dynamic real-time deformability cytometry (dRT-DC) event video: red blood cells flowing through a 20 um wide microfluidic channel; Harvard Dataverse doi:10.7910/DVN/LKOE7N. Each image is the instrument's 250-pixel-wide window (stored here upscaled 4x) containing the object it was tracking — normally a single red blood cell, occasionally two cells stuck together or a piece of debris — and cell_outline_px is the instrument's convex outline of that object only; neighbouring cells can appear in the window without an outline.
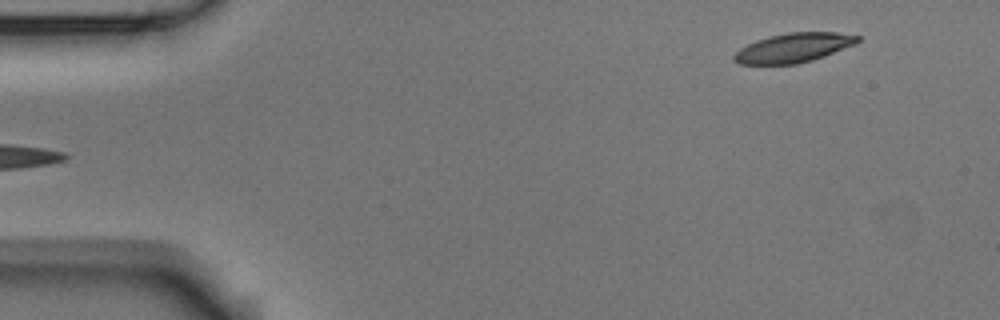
{"species": "Egyptian fruit bat (a non-hibernating species)", "species_latin": "Rousettus aegyptiacus", "temperature_condition": "room temperature", "stored_images_in_passage": 52, "camera_frame_rate_fps": 3000, "um_per_image_px": 0.085, "animal": {"sex": "male"}, "frame": {"image": 1, "passage_image": 1, "time_ms": 0.0, "image_size_px": [1000, 320], "cell_outline_px": [[860, 40], [856, 44], [824, 56], [812, 60], [796, 64], [740, 64], [732, 60], [732, 56], [740, 48], [756, 40], [768, 36], [788, 32], [836, 32], [860, 36]], "centroid_in_image_um": [67.44, 4.05], "position_along_channel_um": 17.6, "area_um2": 21.15}}
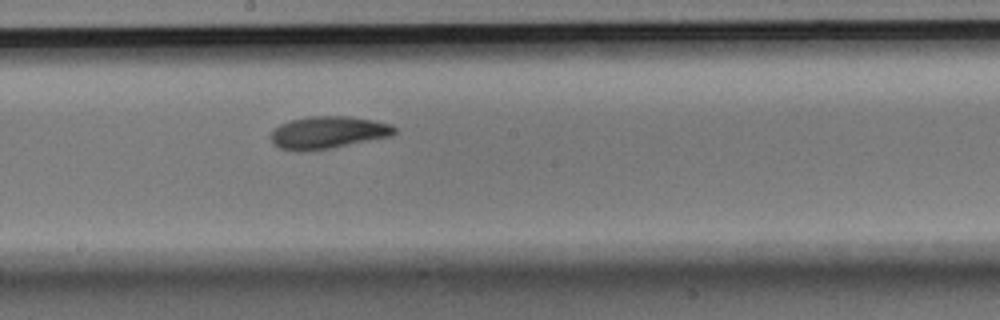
{"frame": {"image": 2, "passage_image": 26, "time_ms": 8.333, "image_size_px": [1000, 320], "cell_outline_px": [[396, 132], [392, 136], [328, 148], [300, 152], [280, 148], [272, 144], [272, 132], [280, 124], [292, 120], [308, 116], [348, 116], [372, 120], [392, 124], [396, 128]], "centroid_in_image_um": [27.89, 11.26], "position_along_channel_um": 220.3, "area_um2": 23.12}}
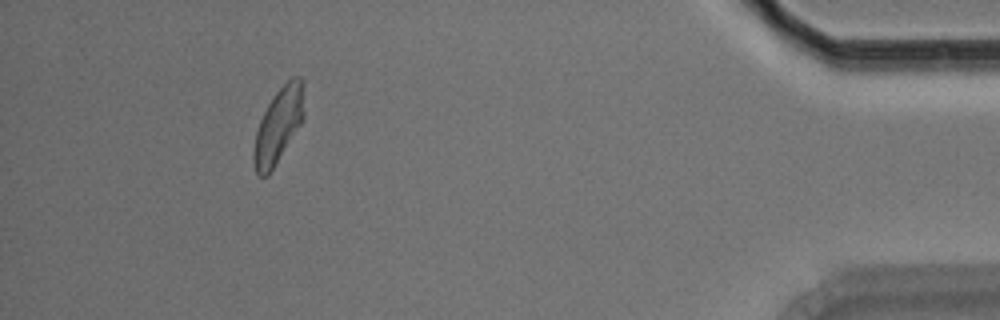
{"frame": {"image": 3, "passage_image": 47, "time_ms": 15.333, "image_size_px": [1000, 320], "cell_outline_px": [[304, 116], [300, 124], [268, 176], [260, 176], [256, 172], [252, 160], [252, 152], [256, 132], [260, 120], [268, 104], [276, 92], [292, 76], [300, 76], [304, 80]], "centroid_in_image_um": [23.67, 10.63], "position_along_channel_um": 411.5, "area_um2": 21.91}, "authors_computed_cell_mechanics": {"area_um2": 22.4842, "velocity_mm_per_s": 3.5799, "shape_relaxation_time_tau1_ms": 5.4118, "shape_relaxation_time_tau2_ms": 4.9669, "deformation_change_tau1": 0.1498, "deformation_change_tau2": 0.1123}}